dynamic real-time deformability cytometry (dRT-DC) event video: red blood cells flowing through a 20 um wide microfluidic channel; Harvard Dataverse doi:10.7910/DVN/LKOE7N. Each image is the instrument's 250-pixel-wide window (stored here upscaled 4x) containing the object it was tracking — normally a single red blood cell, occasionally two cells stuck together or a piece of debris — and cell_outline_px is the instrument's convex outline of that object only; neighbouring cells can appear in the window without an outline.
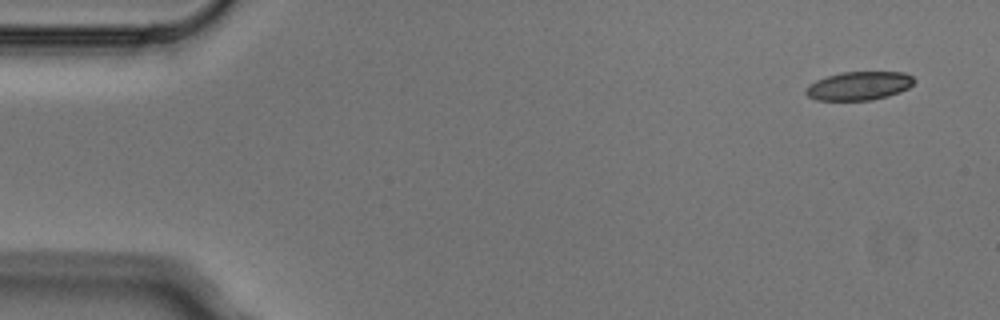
{"species": "Egyptian fruit bat (a non-hibernating species)", "species_latin": "Rousettus aegyptiacus", "temperature_condition": "cold", "stored_images_in_passage": 6, "camera_frame_rate_fps": 3000, "um_per_image_px": 0.085, "animal": {"sex": "male"}, "frame": {"image": 1, "passage_image": 1, "time_ms": 0.0, "image_size_px": [1000, 320], "cell_outline_px": [[916, 80], [908, 88], [900, 92], [888, 96], [872, 100], [816, 100], [808, 96], [804, 92], [804, 88], [808, 84], [816, 80], [840, 72], [904, 72], [912, 76]], "centroid_in_image_um": [72.99, 7.29], "position_along_channel_um": 12.0, "area_um2": 18.15}}
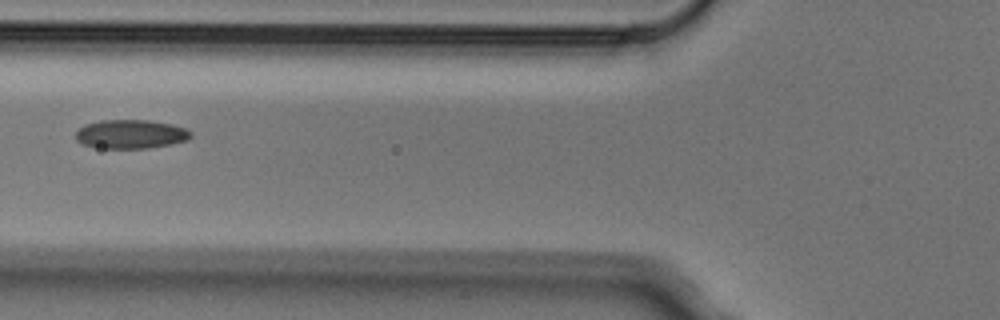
{"frame": {"image": 2, "passage_image": 5, "time_ms": 1.333, "image_size_px": [1000, 320], "cell_outline_px": [[192, 136], [188, 140], [172, 144], [148, 148], [100, 148], [84, 144], [76, 140], [76, 132], [84, 124], [100, 120], [148, 120], [172, 124], [188, 128], [192, 132]], "centroid_in_image_um": [11.16, 11.39], "position_along_channel_um": 114.6, "area_um2": 19.54}}
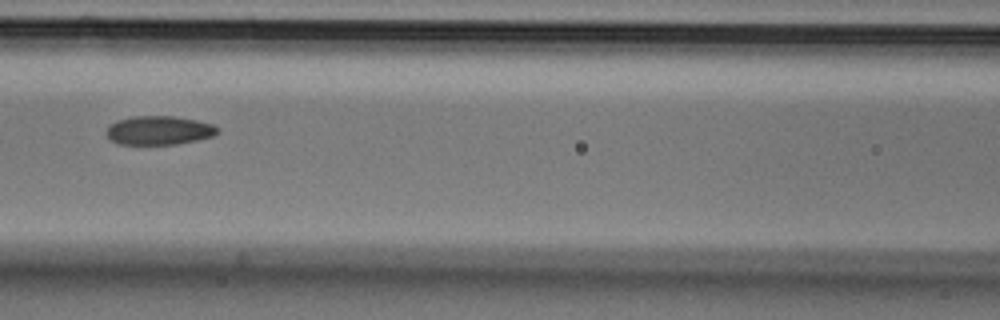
{"frame": {"image": 3, "passage_image": 6, "time_ms": 1.667, "image_size_px": [1000, 320], "cell_outline_px": [[220, 132], [212, 136], [196, 140], [176, 144], [120, 144], [112, 140], [108, 136], [108, 124], [116, 120], [132, 116], [172, 116], [196, 120], [212, 124], [220, 128]], "centroid_in_image_um": [13.53, 11.07], "position_along_channel_um": 153.1, "area_um2": 18.61}}